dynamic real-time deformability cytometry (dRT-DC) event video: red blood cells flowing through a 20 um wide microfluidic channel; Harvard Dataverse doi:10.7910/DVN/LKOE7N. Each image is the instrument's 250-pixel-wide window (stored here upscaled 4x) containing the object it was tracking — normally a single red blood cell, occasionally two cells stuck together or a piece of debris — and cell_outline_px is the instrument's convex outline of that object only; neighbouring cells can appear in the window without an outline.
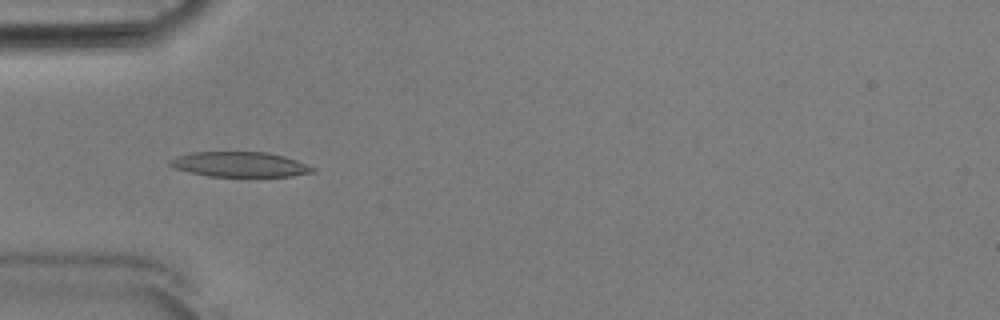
{"species": "Egyptian fruit bat (a non-hibernating species)", "species_latin": "Rousettus aegyptiacus", "temperature_condition": "room temperature", "stored_images_in_passage": 53, "camera_frame_rate_fps": 3000, "um_per_image_px": 0.085, "animal": {"sex": "male"}, "frame": {"image": 1, "passage_image": 17, "time_ms": 5.333, "image_size_px": [1000, 320], "cell_outline_px": [[316, 168], [312, 172], [292, 176], [208, 176], [176, 168], [168, 164], [168, 160], [176, 156], [192, 152], [268, 152], [284, 156], [296, 160]], "centroid_in_image_um": [20.38, 13.96], "position_along_channel_um": 64.6, "area_um2": 20.63}}
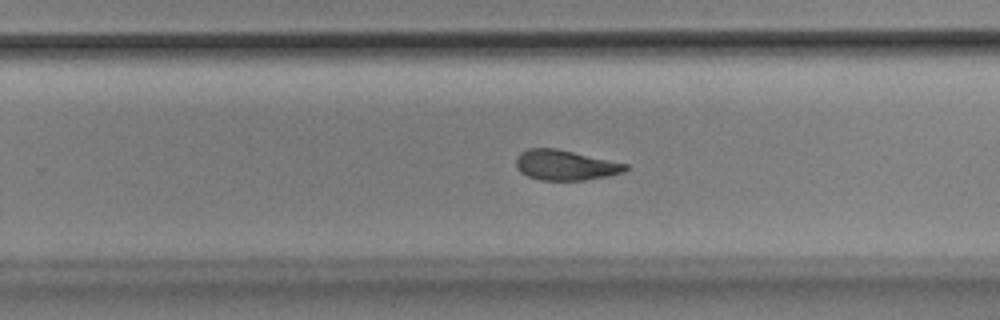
{"frame": {"image": 2, "passage_image": 34, "time_ms": 11.0, "image_size_px": [1000, 320], "cell_outline_px": [[628, 168], [624, 172], [608, 176], [584, 180], [540, 180], [528, 176], [520, 172], [516, 168], [516, 156], [520, 152], [528, 148], [556, 148], [628, 164]], "centroid_in_image_um": [48.02, 14.03], "position_along_channel_um": 281.8, "area_um2": 19.31}}
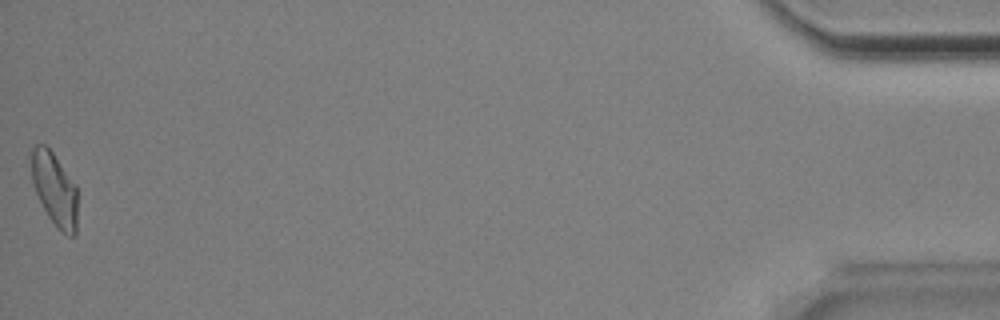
{"frame": {"image": 3, "passage_image": 53, "time_ms": 17.333, "image_size_px": [1000, 320], "cell_outline_px": [[76, 232], [72, 236], [68, 236], [60, 232], [48, 216], [32, 184], [28, 152], [36, 144], [44, 144], [52, 152], [76, 184]], "centroid_in_image_um": [4.59, 16.03], "position_along_channel_um": 430.6, "area_um2": 19.94}, "authors_computed_cell_mechanics": {"area_um2": 20.1722, "velocity_mm_per_s": 3.8532, "shape_relaxation_time_tau1_ms": 9.819, "shape_relaxation_time_tau2_ms": 3.2941, "deformation_change_tau1": 0.2314, "deformation_change_tau2": 0.1053}}